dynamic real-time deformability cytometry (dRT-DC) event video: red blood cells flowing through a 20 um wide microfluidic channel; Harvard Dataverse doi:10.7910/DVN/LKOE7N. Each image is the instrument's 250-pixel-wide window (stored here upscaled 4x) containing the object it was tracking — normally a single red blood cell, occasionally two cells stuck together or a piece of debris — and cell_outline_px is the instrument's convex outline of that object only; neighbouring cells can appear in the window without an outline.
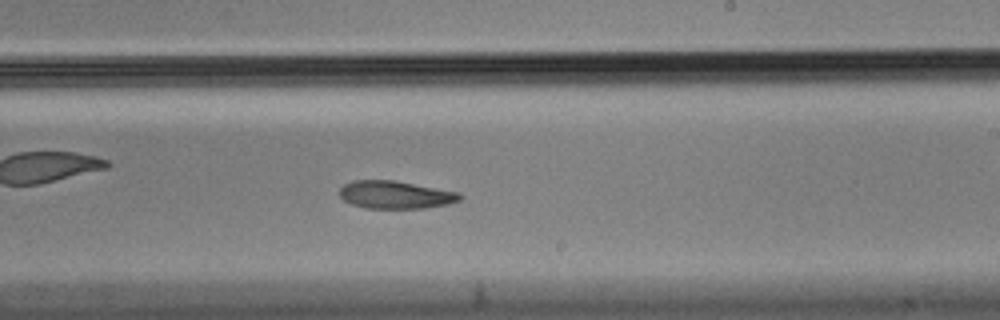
{"species": "Egyptian fruit bat (a non-hibernating species)", "species_latin": "Rousettus aegyptiacus", "temperature_condition": "cold", "stored_images_in_passage": 57, "camera_frame_rate_fps": 3000, "um_per_image_px": 0.085, "animal": {"sex": "male"}, "frame": {"image": 1, "passage_image": 33, "time_ms": 10.667, "image_size_px": [1000, 320], "cell_outline_px": [[464, 196], [460, 200], [448, 204], [424, 208], [364, 208], [352, 204], [344, 200], [340, 196], [340, 188], [344, 184], [352, 180], [392, 180], [460, 192]], "centroid_in_image_um": [33.62, 16.55], "position_along_channel_um": 255.4, "area_um2": 19.48}, "authors_computed_cell_mechanics": {"area_um2": 20.5768, "velocity_mm_per_s": 3.4958, "shape_relaxation_time_tau1_ms": 9.6044, "shape_relaxation_time_tau2_ms": null, "deformation_change_tau1": 0.2107, "deformation_change_tau2": null}}